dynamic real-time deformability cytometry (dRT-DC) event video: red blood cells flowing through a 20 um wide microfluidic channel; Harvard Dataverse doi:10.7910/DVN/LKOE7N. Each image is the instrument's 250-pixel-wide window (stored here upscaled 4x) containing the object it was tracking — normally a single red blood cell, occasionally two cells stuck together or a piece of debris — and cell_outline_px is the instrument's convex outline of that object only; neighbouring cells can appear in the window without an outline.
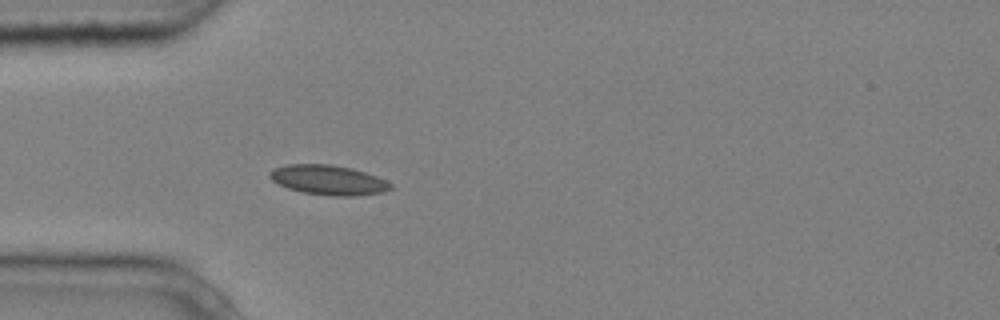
{"species": "common noctule bat (a hibernating species)", "species_latin": "Nyctalus noctula", "temperature_condition": "cold", "stored_images_in_passage": 3, "camera_frame_rate_fps": 3000, "um_per_image_px": 0.085, "animal": {"sex": "male", "body_mass_g": 20.4}, "frame": {"image": 1, "passage_image": 3, "time_ms": 0.667, "image_size_px": [1000, 320], "cell_outline_px": [[396, 188], [384, 192], [352, 196], [332, 196], [304, 192], [288, 188], [272, 180], [268, 176], [268, 172], [276, 168], [288, 164], [328, 164], [352, 168], [376, 176], [392, 184]], "centroid_in_image_um": [27.94, 15.3], "position_along_channel_um": 57.1, "area_um2": 20.87}}